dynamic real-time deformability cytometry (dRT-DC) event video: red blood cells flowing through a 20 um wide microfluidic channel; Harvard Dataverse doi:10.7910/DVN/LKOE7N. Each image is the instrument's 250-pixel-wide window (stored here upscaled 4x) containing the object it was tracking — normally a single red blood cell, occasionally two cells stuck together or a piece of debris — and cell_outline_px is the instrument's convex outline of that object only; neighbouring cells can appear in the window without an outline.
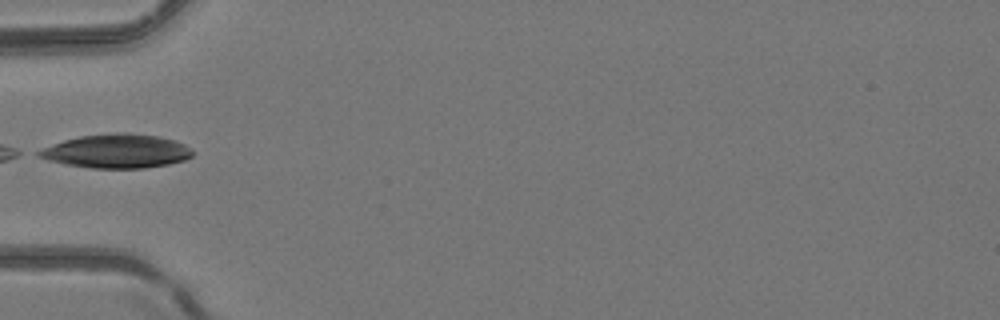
{"species": "common noctule bat (a hibernating species)", "species_latin": "Nyctalus noctula", "temperature_condition": "room temperature", "stored_images_in_passage": 4, "camera_frame_rate_fps": 3000, "um_per_image_px": 0.085, "animal": {"sex": "female", "body_mass_g": 24.6, "forearm_length_mm": 56.2}, "frame": {"image": 1, "passage_image": 4, "time_ms": 1.0, "image_size_px": [1000, 320], "cell_outline_px": [[192, 156], [184, 160], [168, 164], [144, 168], [92, 168], [64, 164], [48, 160], [36, 156], [32, 152], [40, 148], [64, 140], [80, 136], [112, 132], [124, 132], [156, 136], [176, 140], [192, 148]], "centroid_in_image_um": [9.86, 12.84], "position_along_channel_um": 75.1, "area_um2": 30.63}}